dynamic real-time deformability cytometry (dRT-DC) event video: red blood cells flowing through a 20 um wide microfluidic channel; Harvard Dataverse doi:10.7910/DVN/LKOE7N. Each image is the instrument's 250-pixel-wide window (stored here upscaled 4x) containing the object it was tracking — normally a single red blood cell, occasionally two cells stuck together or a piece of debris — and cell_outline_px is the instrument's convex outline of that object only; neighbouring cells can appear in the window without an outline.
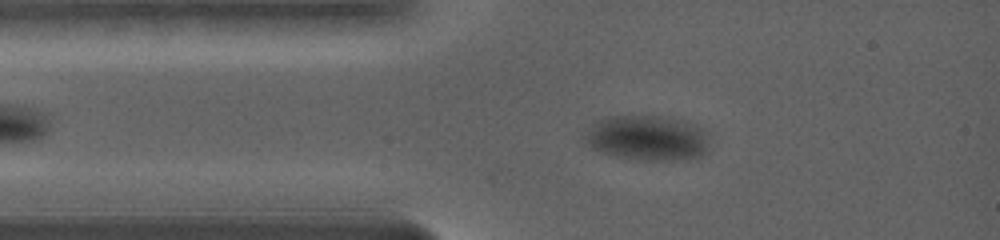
{"species": "common noctule bat (a hibernating species)", "species_latin": "Nyctalus noctula", "temperature_condition": "warm", "stored_images_in_passage": 43, "camera_frame_rate_fps": 5000, "um_per_image_px": 0.085, "animal": {"sex": "female", "body_mass_g": 19.0, "forearm_length_mm": 56.7}, "frame": {"image": 1, "passage_image": 10, "time_ms": 2.8, "image_size_px": [1000, 240], "cell_outline_px": [[700, 152], [692, 156], [672, 160], [636, 160], [616, 156], [604, 152], [596, 148], [592, 144], [616, 120], [648, 120], [668, 124], [688, 132], [696, 140], [700, 148]], "centroid_in_image_um": [54.98, 11.99], "position_along_channel_um": 30.0, "area_um2": 23.64}}
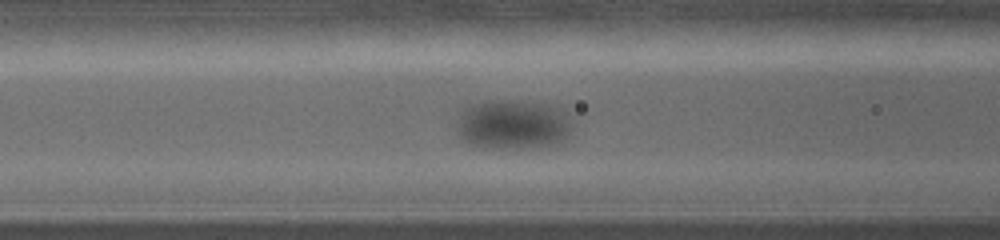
{"frame": {"image": 2, "passage_image": 31, "time_ms": 6.4, "image_size_px": [1000, 240], "cell_outline_px": [[560, 132], [556, 144], [540, 148], [472, 148], [460, 136], [476, 112], [484, 104], [504, 104], [532, 112], [548, 120]], "centroid_in_image_um": [43.25, 10.95], "position_along_channel_um": 123.4, "area_um2": 24.1}}
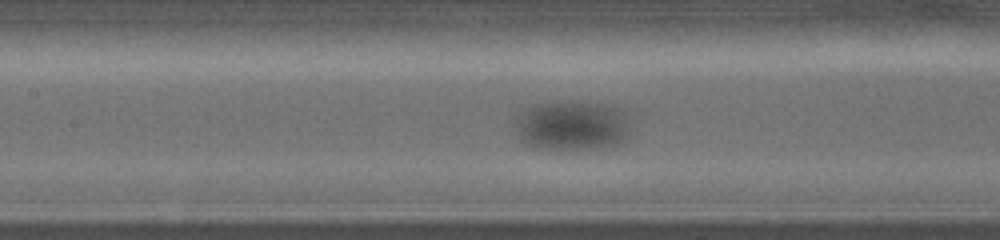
{"frame": {"image": 3, "passage_image": 39, "time_ms": 7.6, "image_size_px": [1000, 240], "cell_outline_px": [[616, 140], [612, 144], [600, 148], [584, 152], [560, 152], [532, 148], [524, 144], [524, 128], [536, 112], [540, 108], [552, 104], [580, 104], [596, 112], [612, 128], [616, 136]], "centroid_in_image_um": [48.27, 11.0], "position_along_channel_um": 159.1, "area_um2": 25.26}}